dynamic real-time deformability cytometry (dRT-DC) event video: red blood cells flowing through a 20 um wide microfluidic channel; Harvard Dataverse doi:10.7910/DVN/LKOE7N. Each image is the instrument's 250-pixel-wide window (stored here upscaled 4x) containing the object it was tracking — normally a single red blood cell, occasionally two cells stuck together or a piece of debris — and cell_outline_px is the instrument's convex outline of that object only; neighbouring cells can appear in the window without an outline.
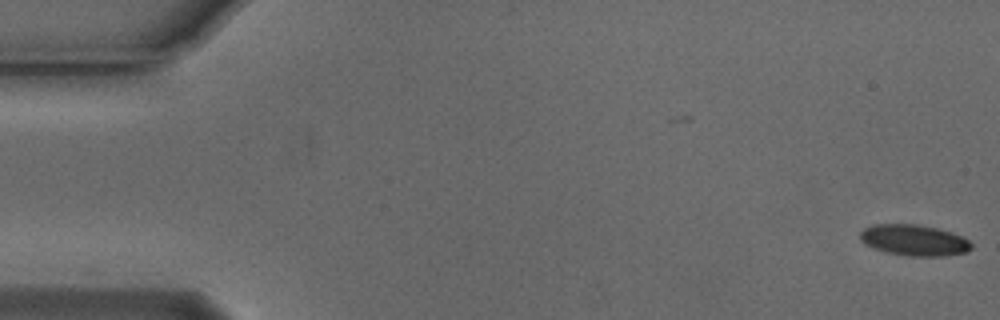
{"species": "Egyptian fruit bat (a non-hibernating species)", "species_latin": "Rousettus aegyptiacus", "temperature_condition": "cold", "stored_images_in_passage": 3, "camera_frame_rate_fps": 3000, "um_per_image_px": 0.085, "animal": {"sex": "male"}, "frame": {"image": 1, "passage_image": 3, "time_ms": 0.667, "image_size_px": [1000, 320], "cell_outline_px": [[972, 248], [968, 252], [944, 256], [908, 256], [884, 252], [872, 248], [864, 244], [860, 240], [860, 232], [864, 228], [872, 224], [916, 224], [936, 228], [952, 232], [968, 240], [972, 244]], "centroid_in_image_um": [77.67, 20.42], "position_along_channel_um": 7.3, "area_um2": 20.35}}